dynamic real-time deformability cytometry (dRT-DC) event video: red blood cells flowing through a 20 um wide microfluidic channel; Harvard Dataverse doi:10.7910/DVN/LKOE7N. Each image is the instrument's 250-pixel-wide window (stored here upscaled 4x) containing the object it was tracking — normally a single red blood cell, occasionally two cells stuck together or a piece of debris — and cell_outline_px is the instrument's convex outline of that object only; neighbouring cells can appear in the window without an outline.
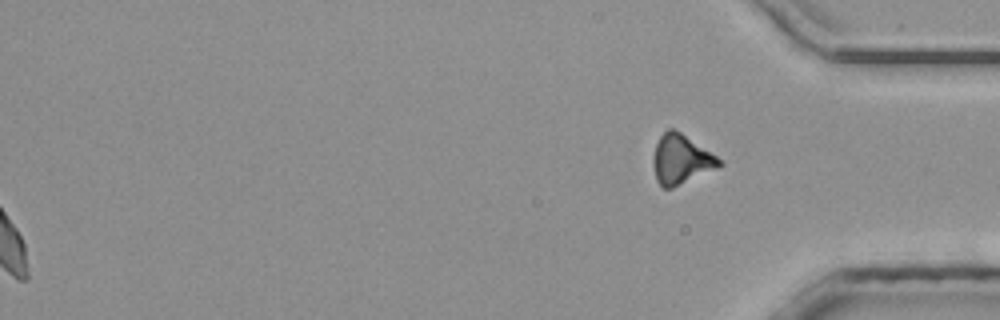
{"species": "common noctule bat (a hibernating species)", "species_latin": "Nyctalus noctula", "temperature_condition": "room temperature", "stored_images_in_passage": 45, "segment_of_instrument_passage": [2, 2], "camera_frame_rate_fps": 3000, "um_per_image_px": 0.085, "animal": {"sex": "male", "body_mass_g": 20.4}, "frame": {"image": 1, "passage_image": 45, "time_ms": 14.667, "image_size_px": [1000, 320], "cell_outline_px": [[724, 164], [716, 168], [672, 188], [664, 188], [656, 180], [652, 164], [652, 156], [656, 144], [660, 136], [668, 128], [672, 128], [680, 132], [724, 160]], "centroid_in_image_um": [57.88, 13.54], "position_along_channel_um": 377.3, "area_um2": 19.02}}